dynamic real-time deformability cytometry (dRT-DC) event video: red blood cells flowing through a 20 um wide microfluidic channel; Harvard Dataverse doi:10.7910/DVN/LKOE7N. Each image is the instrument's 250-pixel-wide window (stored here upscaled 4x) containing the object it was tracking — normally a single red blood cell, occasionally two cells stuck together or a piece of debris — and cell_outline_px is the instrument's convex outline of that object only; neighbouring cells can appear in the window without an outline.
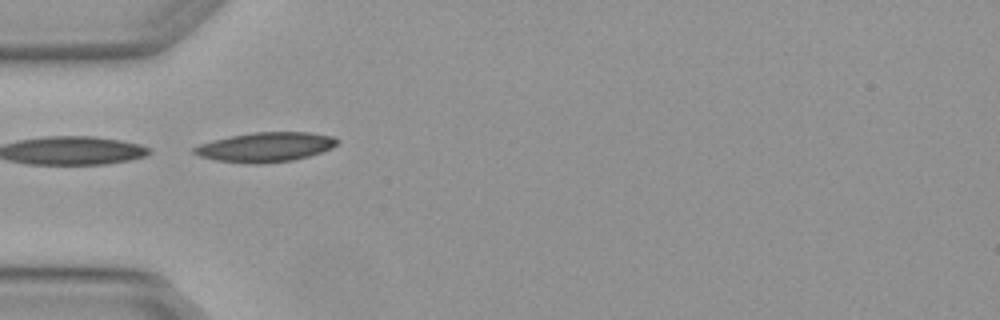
{"species": "Egyptian fruit bat (a non-hibernating species)", "species_latin": "Rousettus aegyptiacus", "temperature_condition": "warm", "stored_images_in_passage": 6, "camera_frame_rate_fps": 3000, "um_per_image_px": 0.085, "animal": {"sex": "female"}, "frame": {"image": 1, "passage_image": 4, "time_ms": 1.0, "image_size_px": [1000, 320], "cell_outline_px": [[340, 140], [332, 148], [308, 156], [292, 160], [260, 164], [244, 164], [216, 160], [200, 156], [192, 152], [192, 148], [200, 144], [212, 140], [252, 132], [308, 132], [332, 136]], "centroid_in_image_um": [22.55, 12.5], "position_along_channel_um": 62.5, "area_um2": 24.62}}
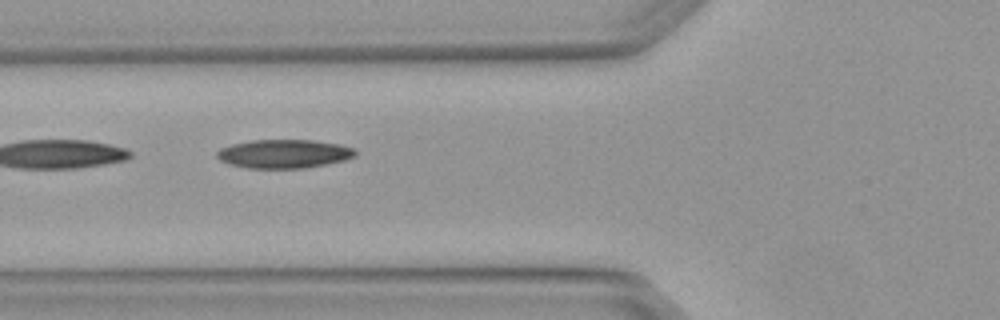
{"frame": {"image": 2, "passage_image": 5, "time_ms": 1.333, "image_size_px": [1000, 320], "cell_outline_px": [[356, 156], [344, 160], [304, 168], [248, 168], [228, 164], [220, 160], [216, 156], [216, 152], [220, 148], [232, 144], [252, 140], [312, 140], [340, 144], [356, 148]], "centroid_in_image_um": [24.13, 13.07], "position_along_channel_um": 101.7, "area_um2": 23.18}}